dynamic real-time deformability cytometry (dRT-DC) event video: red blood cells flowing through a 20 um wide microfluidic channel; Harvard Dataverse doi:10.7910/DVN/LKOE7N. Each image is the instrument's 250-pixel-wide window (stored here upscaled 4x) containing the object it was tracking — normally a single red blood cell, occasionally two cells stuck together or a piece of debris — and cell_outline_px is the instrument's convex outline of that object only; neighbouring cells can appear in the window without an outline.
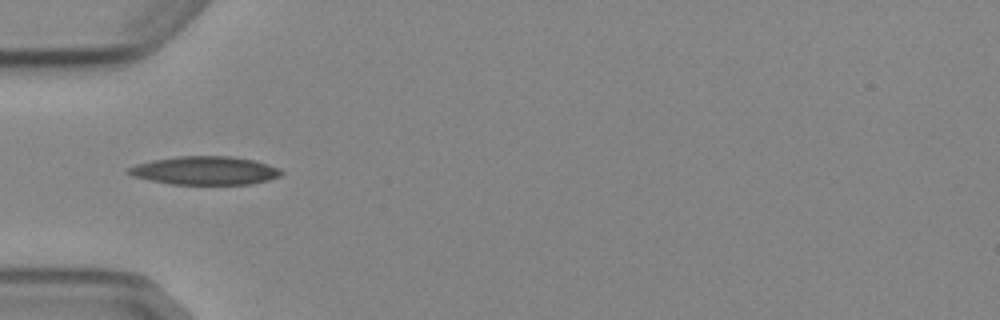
{"species": "Egyptian fruit bat (a non-hibernating species)", "species_latin": "Rousettus aegyptiacus", "temperature_condition": "cold", "stored_images_in_passage": 4, "camera_frame_rate_fps": 3000, "um_per_image_px": 0.085, "animal": {"sex": "female"}, "frame": {"image": 1, "passage_image": 4, "time_ms": 3.333, "image_size_px": [1000, 320], "cell_outline_px": [[284, 172], [280, 176], [268, 180], [252, 184], [172, 184], [148, 180], [132, 176], [124, 172], [128, 168], [136, 164], [152, 160], [180, 156], [228, 156], [252, 160], [268, 164], [280, 168]], "centroid_in_image_um": [17.41, 14.5], "position_along_channel_um": 67.6, "area_um2": 25.32}}